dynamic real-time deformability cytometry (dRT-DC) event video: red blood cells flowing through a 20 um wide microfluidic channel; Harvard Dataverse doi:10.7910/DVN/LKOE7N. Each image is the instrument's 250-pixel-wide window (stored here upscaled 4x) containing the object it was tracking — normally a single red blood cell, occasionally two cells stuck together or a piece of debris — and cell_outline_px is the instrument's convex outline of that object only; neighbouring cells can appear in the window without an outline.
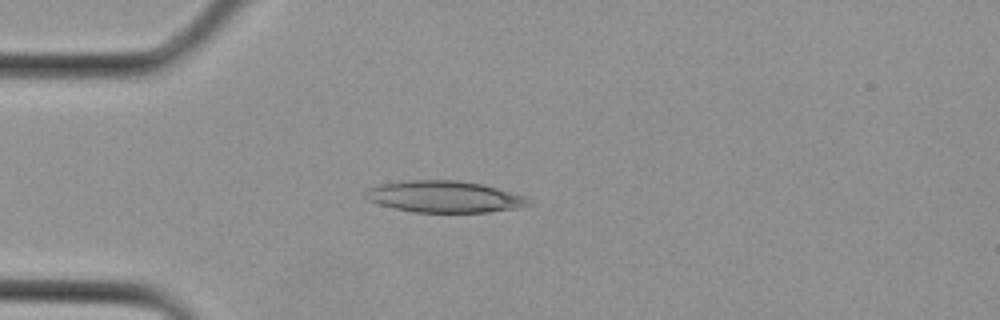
{"species": "Egyptian fruit bat (a non-hibernating species)", "species_latin": "Rousettus aegyptiacus", "temperature_condition": "cold", "stored_images_in_passage": 2, "camera_frame_rate_fps": 3000, "um_per_image_px": 0.085, "animal": {"sex": "female"}, "frame": {"image": 1, "passage_image": 2, "time_ms": 0.333, "image_size_px": [1000, 320], "cell_outline_px": [[532, 204], [520, 208], [488, 212], [416, 212], [392, 208], [368, 200], [364, 196], [364, 192], [368, 188], [380, 184], [408, 180], [456, 180], [484, 184], [528, 196], [532, 200]], "centroid_in_image_um": [37.83, 16.72], "position_along_channel_um": 47.2, "area_um2": 30.4}}